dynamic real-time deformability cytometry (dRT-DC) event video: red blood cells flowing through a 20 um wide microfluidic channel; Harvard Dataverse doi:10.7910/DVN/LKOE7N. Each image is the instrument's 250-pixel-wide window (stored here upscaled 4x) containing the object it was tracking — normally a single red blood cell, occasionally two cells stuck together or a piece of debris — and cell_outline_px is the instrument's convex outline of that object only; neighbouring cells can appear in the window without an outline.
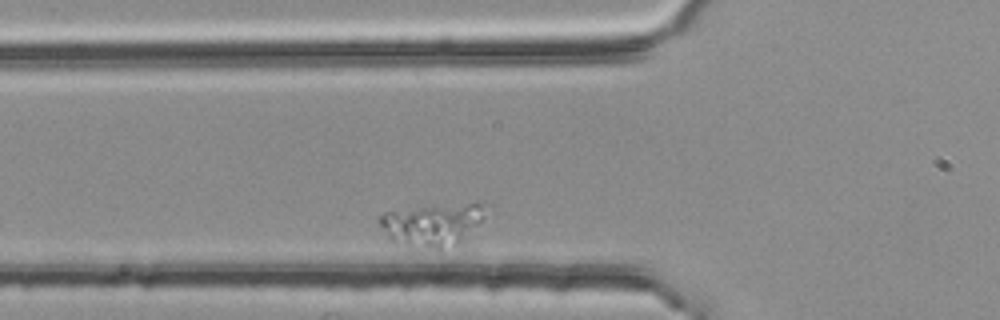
{"species": "common noctule bat (a hibernating species)", "species_latin": "Nyctalus noctula", "temperature_condition": "room temperature", "stored_images_in_passage": 31, "camera_frame_rate_fps": 3000, "um_per_image_px": 0.085, "animal": {"sex": "female", "body_mass_g": 25.1}, "frame": {"image": 1, "passage_image": 5, "time_ms": 1.333, "image_size_px": [1000, 320], "cell_outline_px": [[492, 204], [480, 220], [476, 224], [456, 240], [440, 252], [432, 252], [396, 244], [388, 236], [380, 224], [380, 216], [384, 212], [420, 208], [468, 204]], "centroid_in_image_um": [36.68, 19.14], "position_along_channel_um": 89.1, "area_um2": 25.37}}
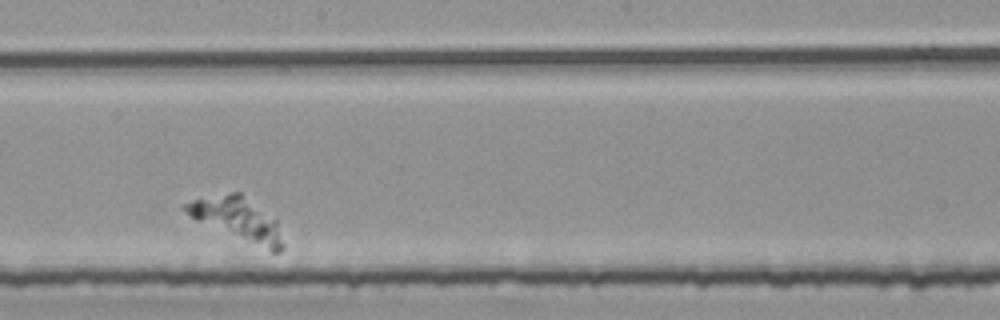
{"frame": {"image": 2, "passage_image": 18, "time_ms": 5.667, "image_size_px": [1000, 320], "cell_outline_px": [[284, 248], [280, 252], [272, 252], [196, 220], [180, 204], [192, 200], [232, 192], [240, 192], [276, 220], [284, 244]], "centroid_in_image_um": [20.22, 18.63], "position_along_channel_um": 228.0, "area_um2": 23.64}}
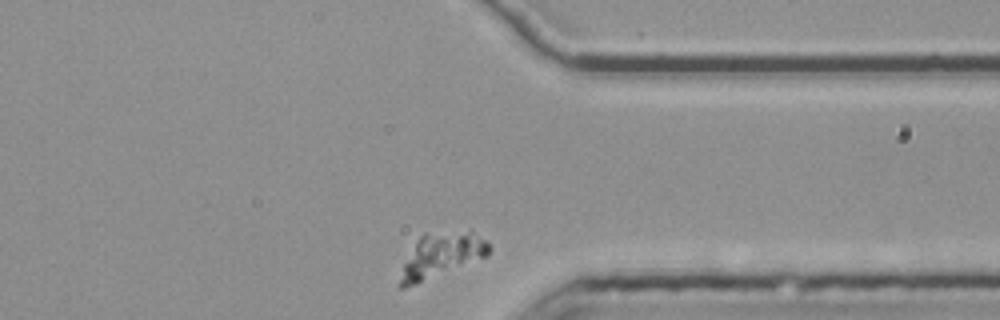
{"frame": {"image": 3, "passage_image": 31, "time_ms": 10.0, "image_size_px": [1000, 320], "cell_outline_px": [[492, 248], [488, 256], [404, 288], [400, 288], [400, 280], [404, 264], [420, 236], [424, 232], [472, 228], [488, 240]], "centroid_in_image_um": [37.65, 21.59], "position_along_channel_um": 373.8, "area_um2": 23.29}}